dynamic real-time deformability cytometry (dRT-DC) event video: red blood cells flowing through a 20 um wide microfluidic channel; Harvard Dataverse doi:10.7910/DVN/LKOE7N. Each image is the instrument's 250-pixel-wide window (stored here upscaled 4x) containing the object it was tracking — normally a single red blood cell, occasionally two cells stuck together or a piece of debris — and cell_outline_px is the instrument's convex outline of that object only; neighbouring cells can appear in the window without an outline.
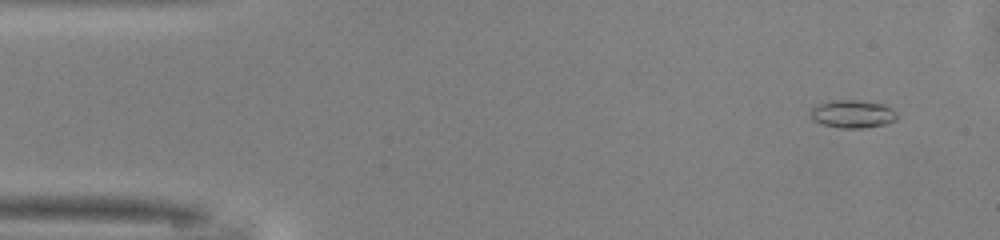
{"species": "common noctule bat (a hibernating species)", "species_latin": "Nyctalus noctula", "temperature_condition": "warm", "stored_images_in_passage": 47, "camera_frame_rate_fps": 3000, "um_per_image_px": 0.085, "animal": {"sex": "male", "body_mass_g": 13.0, "forearm_length_mm": 53.1}, "frame": {"image": 1, "passage_image": 1, "time_ms": 0.0, "image_size_px": [1000, 240], "cell_outline_px": [[896, 120], [888, 124], [860, 128], [840, 128], [820, 124], [812, 120], [808, 112], [812, 108], [820, 104], [832, 100], [856, 100], [884, 104], [892, 108], [896, 112]], "centroid_in_image_um": [72.45, 9.7], "position_along_channel_um": 12.5, "area_um2": 14.22}}
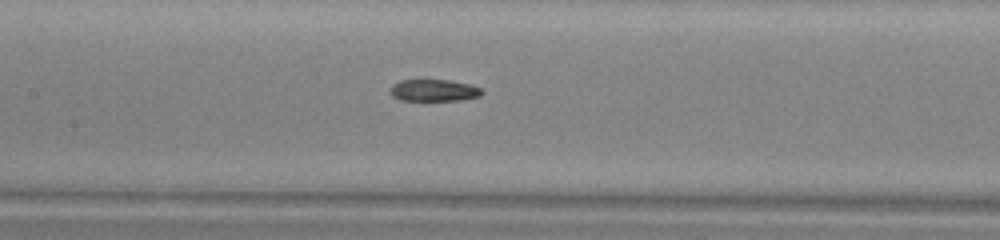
{"frame": {"image": 2, "passage_image": 20, "time_ms": 6.333, "image_size_px": [1000, 240], "cell_outline_px": [[484, 92], [480, 96], [460, 100], [400, 100], [392, 96], [392, 84], [400, 80], [424, 76], [472, 84], [480, 88]], "centroid_in_image_um": [36.87, 7.62], "position_along_channel_um": 170.5, "area_um2": 12.31}}
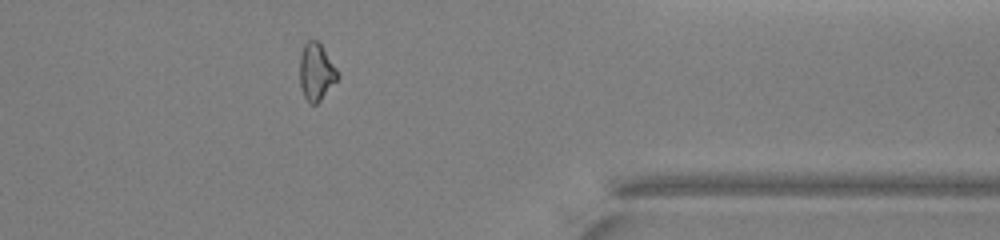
{"frame": {"image": 3, "passage_image": 37, "time_ms": 12.0, "image_size_px": [1000, 240], "cell_outline_px": [[340, 76], [320, 100], [316, 104], [308, 104], [304, 96], [300, 84], [300, 56], [304, 44], [308, 40], [316, 40], [320, 44], [336, 68]], "centroid_in_image_um": [26.87, 6.12], "position_along_channel_um": 384.5, "area_um2": 12.43}, "authors_computed_cell_mechanics": {"area_um2": 12.9472, "velocity_mm_per_s": 4.1392, "shape_relaxation_time_tau1_ms": null, "shape_relaxation_time_tau2_ms": 4.2327, "deformation_change_tau1": null, "deformation_change_tau2": 0.123}}